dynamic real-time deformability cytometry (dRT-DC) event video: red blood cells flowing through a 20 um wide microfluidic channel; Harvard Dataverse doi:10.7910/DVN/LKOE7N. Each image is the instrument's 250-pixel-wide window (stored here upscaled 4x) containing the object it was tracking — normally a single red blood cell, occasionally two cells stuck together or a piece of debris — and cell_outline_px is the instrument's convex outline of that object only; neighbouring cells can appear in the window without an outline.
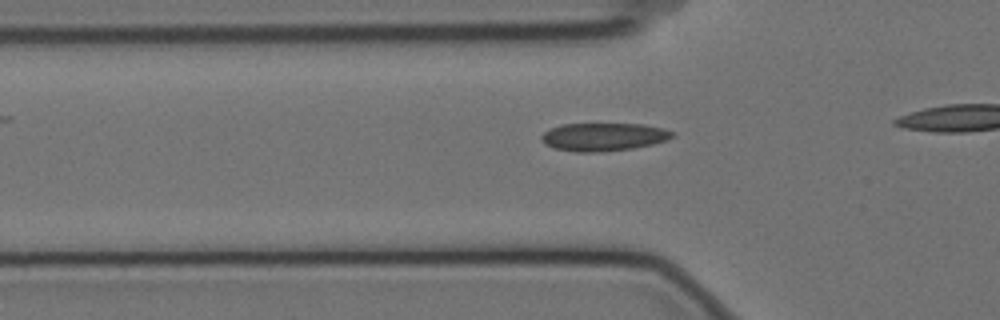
{"species": "Egyptian fruit bat (a non-hibernating species)", "species_latin": "Rousettus aegyptiacus", "temperature_condition": "cold", "stored_images_in_passage": 24, "camera_frame_rate_fps": 3000, "um_per_image_px": 0.085, "animal": {"sex": "female"}, "frame": {"image": 1, "passage_image": 11, "time_ms": 3.333, "image_size_px": [1000, 320], "cell_outline_px": [[676, 136], [668, 140], [652, 144], [632, 148], [596, 152], [576, 152], [552, 148], [544, 144], [540, 140], [540, 136], [544, 132], [560, 124], [644, 124], [664, 128], [676, 132]], "centroid_in_image_um": [51.31, 11.63], "position_along_channel_um": 74.5, "area_um2": 21.62}}
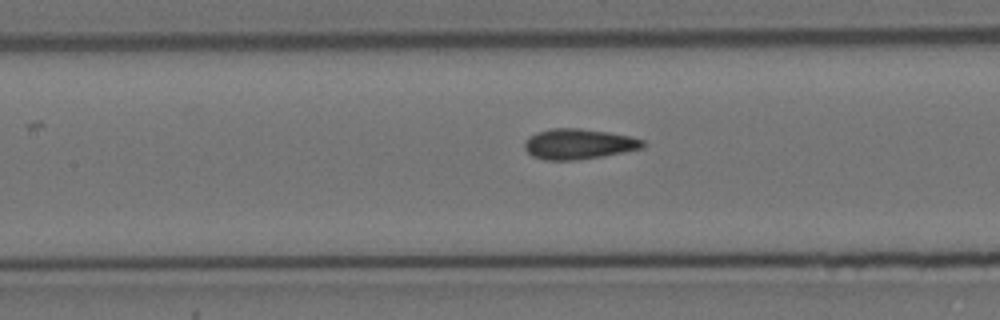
{"frame": {"image": 2, "passage_image": 18, "time_ms": 5.667, "image_size_px": [1000, 320], "cell_outline_px": [[648, 144], [644, 148], [604, 156], [572, 160], [544, 160], [532, 156], [524, 148], [524, 140], [528, 136], [536, 132], [552, 128], [580, 128], [608, 132], [632, 136], [644, 140]], "centroid_in_image_um": [49.2, 12.23], "position_along_channel_um": 158.2, "area_um2": 21.27}}
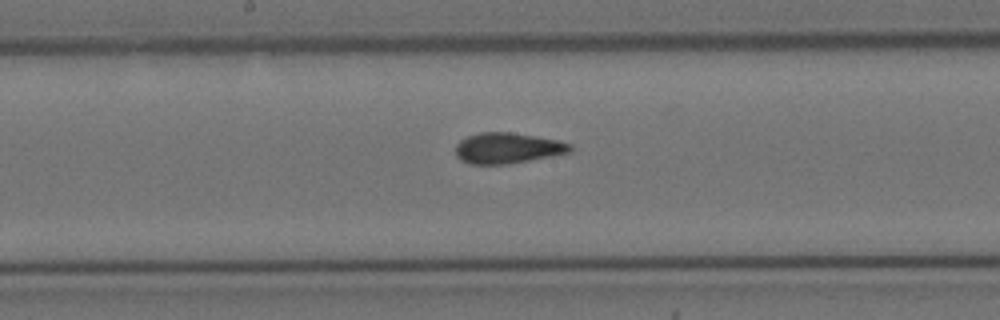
{"frame": {"image": 3, "passage_image": 22, "time_ms": 7.0, "image_size_px": [1000, 320], "cell_outline_px": [[572, 152], [552, 156], [504, 164], [468, 164], [460, 160], [456, 156], [456, 144], [460, 140], [468, 136], [480, 132], [512, 132], [560, 140], [572, 144]], "centroid_in_image_um": [43.15, 12.58], "position_along_channel_um": 205.1, "area_um2": 20.63}}